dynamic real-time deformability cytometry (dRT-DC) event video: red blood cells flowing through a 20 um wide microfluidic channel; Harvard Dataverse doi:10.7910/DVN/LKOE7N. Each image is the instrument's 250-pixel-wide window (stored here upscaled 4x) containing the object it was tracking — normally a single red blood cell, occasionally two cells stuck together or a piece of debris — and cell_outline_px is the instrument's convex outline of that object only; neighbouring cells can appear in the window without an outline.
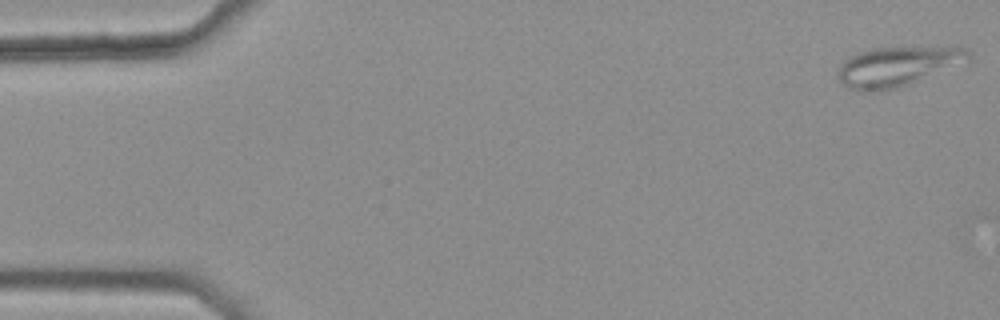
{"species": "common noctule bat (a hibernating species)", "species_latin": "Nyctalus noctula", "temperature_condition": "warm", "stored_images_in_passage": 7, "camera_frame_rate_fps": 3000, "um_per_image_px": 0.085, "animal": {"sex": "female", "body_mass_g": 25.1}, "frame": {"image": 1, "passage_image": 1, "time_ms": 0.0, "image_size_px": [1000, 320], "cell_outline_px": [[972, 60], [908, 84], [896, 88], [848, 88], [840, 84], [836, 76], [840, 64], [848, 56], [872, 48], [968, 48], [972, 52]], "centroid_in_image_um": [76.29, 5.61], "position_along_channel_um": 8.7, "area_um2": 29.3}}